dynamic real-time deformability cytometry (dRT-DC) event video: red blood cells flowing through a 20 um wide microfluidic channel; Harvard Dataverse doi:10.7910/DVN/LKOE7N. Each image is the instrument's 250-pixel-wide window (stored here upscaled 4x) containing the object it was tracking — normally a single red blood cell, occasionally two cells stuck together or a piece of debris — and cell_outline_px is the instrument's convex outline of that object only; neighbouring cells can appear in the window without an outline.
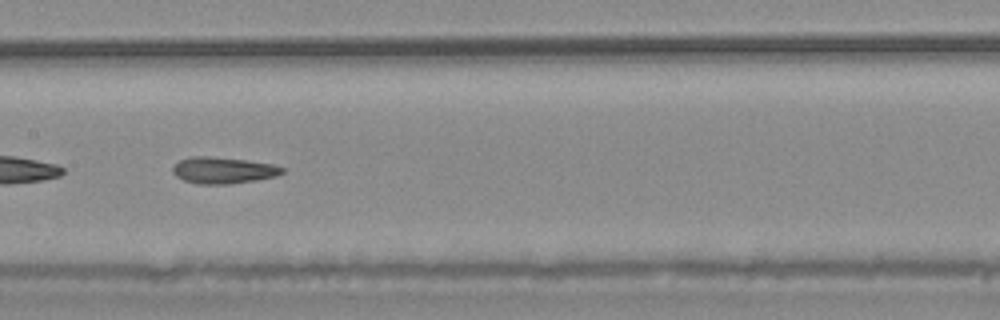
{"species": "common noctule bat (a hibernating species)", "species_latin": "Nyctalus noctula", "temperature_condition": "warm", "stored_images_in_passage": 37, "camera_frame_rate_fps": 3000, "um_per_image_px": 0.085, "animal": {"sex": "male", "body_mass_g": 20.4}, "frame": {"image": 1, "passage_image": 27, "time_ms": 8.667, "image_size_px": [1000, 320], "cell_outline_px": [[284, 172], [276, 176], [256, 180], [228, 184], [200, 184], [184, 180], [176, 176], [172, 172], [172, 168], [180, 160], [192, 156], [208, 156], [244, 160], [272, 164], [284, 168]], "centroid_in_image_um": [18.96, 14.48], "position_along_channel_um": 188.4, "area_um2": 16.7}}